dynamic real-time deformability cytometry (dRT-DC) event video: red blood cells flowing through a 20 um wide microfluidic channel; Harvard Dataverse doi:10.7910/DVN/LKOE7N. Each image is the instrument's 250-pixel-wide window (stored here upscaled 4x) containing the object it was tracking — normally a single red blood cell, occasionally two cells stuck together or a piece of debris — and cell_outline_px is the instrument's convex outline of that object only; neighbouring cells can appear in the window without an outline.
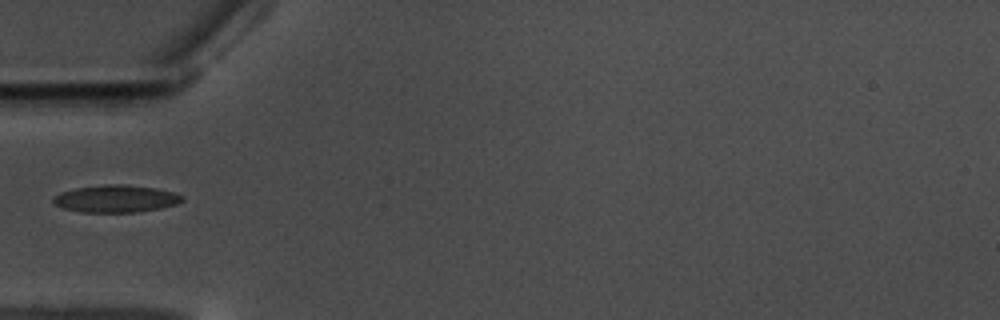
{"species": "common noctule bat (a hibernating species)", "species_latin": "Nyctalus noctula", "temperature_condition": "warm", "stored_images_in_passage": 20, "camera_frame_rate_fps": 3000, "um_per_image_px": 0.085, "animal": {"sex": "male", "body_mass_g": 17.5, "forearm_length_mm": 52.3}, "frame": {"image": 1, "passage_image": 1, "time_ms": 0.0, "image_size_px": [1000, 320], "cell_outline_px": [[184, 200], [176, 204], [160, 208], [136, 212], [80, 212], [64, 208], [56, 204], [52, 200], [52, 196], [60, 192], [76, 188], [104, 184], [124, 184], [156, 188], [172, 192], [184, 196]], "centroid_in_image_um": [9.84, 16.88], "position_along_channel_um": 75.2, "area_um2": 20.52}}
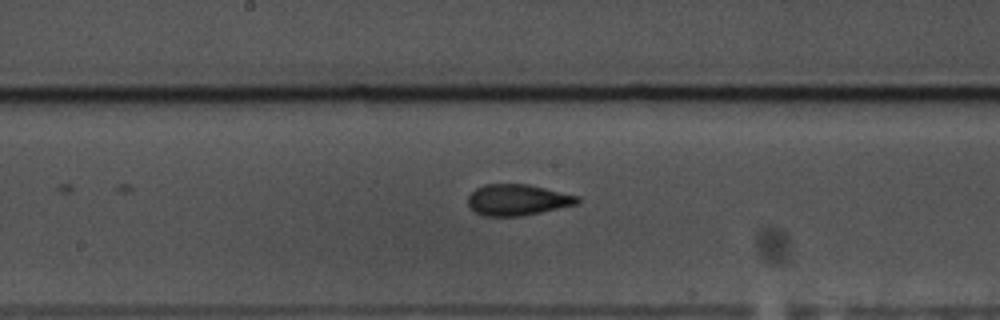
{"frame": {"image": 2, "passage_image": 12, "time_ms": 3.667, "image_size_px": [1000, 320], "cell_outline_px": [[580, 200], [576, 204], [540, 212], [520, 216], [484, 216], [476, 212], [468, 204], [468, 196], [476, 188], [484, 184], [528, 184], [580, 196]], "centroid_in_image_um": [43.98, 16.98], "position_along_channel_um": 204.2, "area_um2": 19.71}}
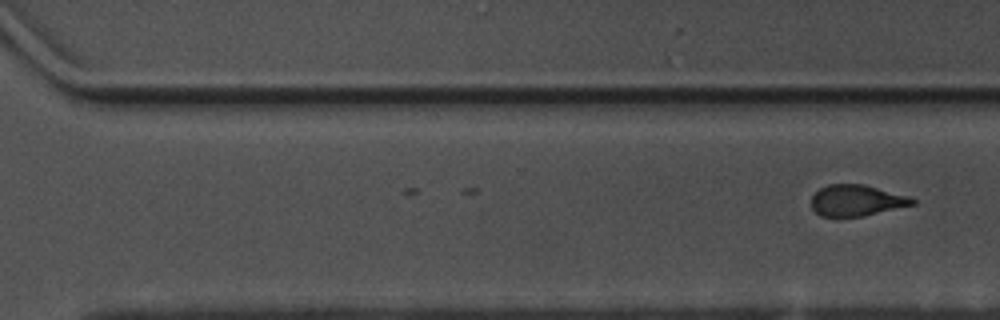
{"frame": {"image": 3, "passage_image": 20, "time_ms": 6.333, "image_size_px": [1000, 320], "cell_outline_px": [[916, 204], [864, 216], [820, 216], [812, 208], [812, 196], [820, 188], [828, 184], [864, 184], [908, 196], [916, 200]], "centroid_in_image_um": [72.81, 17.03], "position_along_channel_um": 297.8, "area_um2": 18.26}}